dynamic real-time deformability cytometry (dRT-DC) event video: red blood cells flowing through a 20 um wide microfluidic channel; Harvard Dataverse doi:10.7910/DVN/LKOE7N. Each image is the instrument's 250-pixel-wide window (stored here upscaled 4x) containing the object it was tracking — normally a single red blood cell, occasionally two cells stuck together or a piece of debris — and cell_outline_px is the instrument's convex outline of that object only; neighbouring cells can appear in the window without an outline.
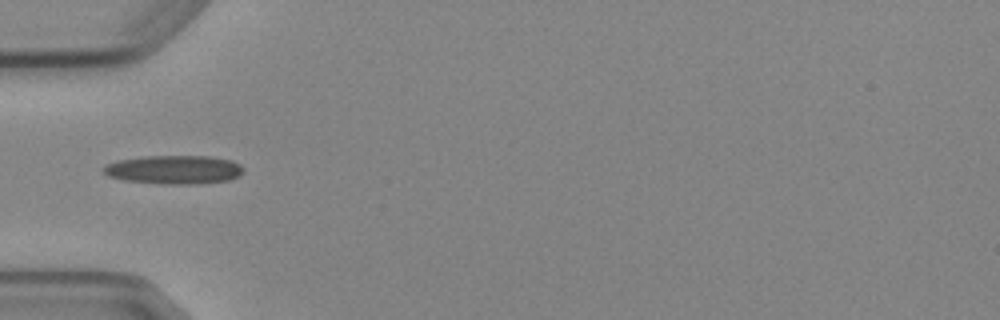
{"species": "Egyptian fruit bat (a non-hibernating species)", "species_latin": "Rousettus aegyptiacus", "temperature_condition": "cold", "stored_images_in_passage": 1, "camera_frame_rate_fps": 3000, "um_per_image_px": 0.085, "animal": {"sex": "female"}, "frame": {"image": 1, "passage_image": 1, "time_ms": 0.0, "image_size_px": [1000, 320], "cell_outline_px": [[244, 172], [228, 180], [192, 184], [164, 184], [124, 180], [108, 176], [100, 168], [104, 164], [116, 160], [144, 156], [208, 156], [232, 160], [240, 164], [244, 168]], "centroid_in_image_um": [14.75, 14.41], "position_along_channel_um": 70.3, "area_um2": 23.52}}